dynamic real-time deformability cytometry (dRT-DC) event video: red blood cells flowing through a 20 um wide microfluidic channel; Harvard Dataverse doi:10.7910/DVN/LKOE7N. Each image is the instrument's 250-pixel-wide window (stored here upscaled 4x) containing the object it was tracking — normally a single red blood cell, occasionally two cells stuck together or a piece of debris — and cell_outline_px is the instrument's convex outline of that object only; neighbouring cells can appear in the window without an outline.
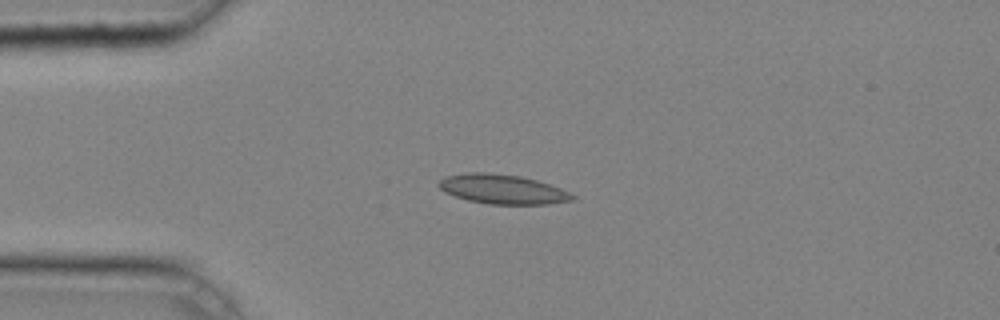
{"species": "common noctule bat (a hibernating species)", "species_latin": "Nyctalus noctula", "temperature_condition": "cold", "stored_images_in_passage": 44, "camera_frame_rate_fps": 3000, "um_per_image_px": 0.085, "animal": {"sex": "male", "body_mass_g": 20.4}, "frame": {"image": 1, "passage_image": 11, "time_ms": 3.333, "image_size_px": [1000, 320], "cell_outline_px": [[576, 200], [548, 204], [488, 204], [468, 200], [444, 192], [436, 184], [444, 176], [468, 172], [488, 172], [520, 176], [536, 180], [560, 188], [576, 196]], "centroid_in_image_um": [42.7, 16.08], "position_along_channel_um": 42.3, "area_um2": 23.0}}
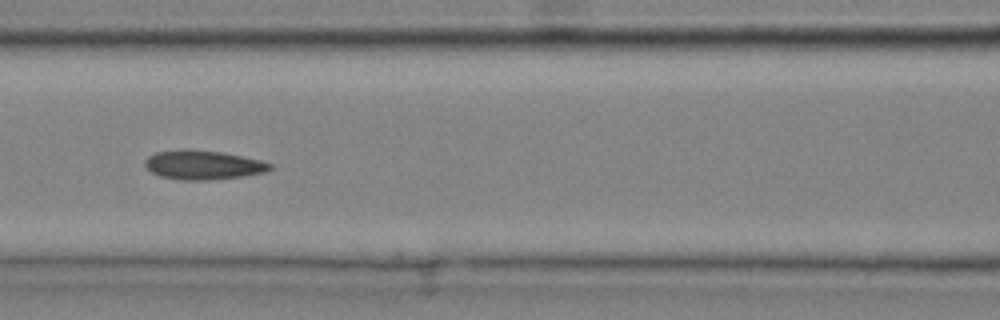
{"frame": {"image": 2, "passage_image": 20, "time_ms": 6.333, "image_size_px": [1000, 320], "cell_outline_px": [[272, 168], [264, 172], [244, 176], [208, 180], [184, 180], [160, 176], [152, 172], [144, 164], [144, 160], [148, 156], [156, 152], [188, 148], [220, 152], [260, 160], [272, 164]], "centroid_in_image_um": [17.24, 14.01], "position_along_channel_um": 149.4, "area_um2": 21.15}}
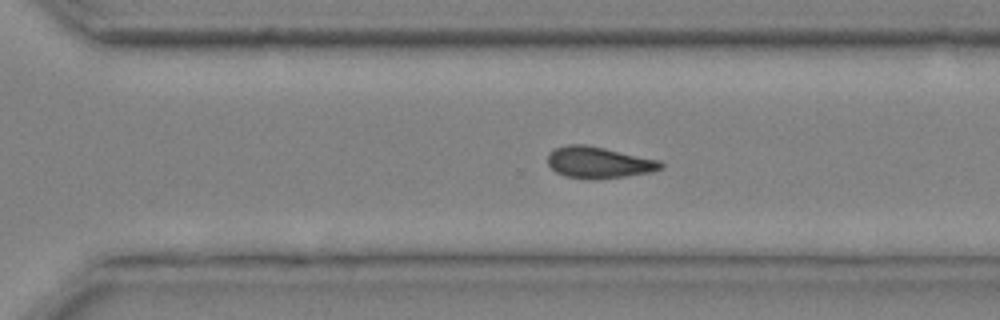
{"frame": {"image": 3, "passage_image": 32, "time_ms": 10.333, "image_size_px": [1000, 320], "cell_outline_px": [[664, 168], [652, 172], [628, 176], [592, 180], [588, 180], [564, 176], [556, 172], [548, 164], [548, 152], [552, 148], [568, 144], [584, 144], [604, 148], [660, 160], [664, 164]], "centroid_in_image_um": [50.88, 13.82], "position_along_channel_um": 319.7, "area_um2": 21.1}, "authors_computed_cell_mechanics": {"area_um2": 21.097, "velocity_mm_per_s": 4.2635, "shape_relaxation_time_tau1_ms": 11.1127, "shape_relaxation_time_tau2_ms": 3.7602, "deformation_change_tau1": 0.1742, "deformation_change_tau2": 0.0802}}